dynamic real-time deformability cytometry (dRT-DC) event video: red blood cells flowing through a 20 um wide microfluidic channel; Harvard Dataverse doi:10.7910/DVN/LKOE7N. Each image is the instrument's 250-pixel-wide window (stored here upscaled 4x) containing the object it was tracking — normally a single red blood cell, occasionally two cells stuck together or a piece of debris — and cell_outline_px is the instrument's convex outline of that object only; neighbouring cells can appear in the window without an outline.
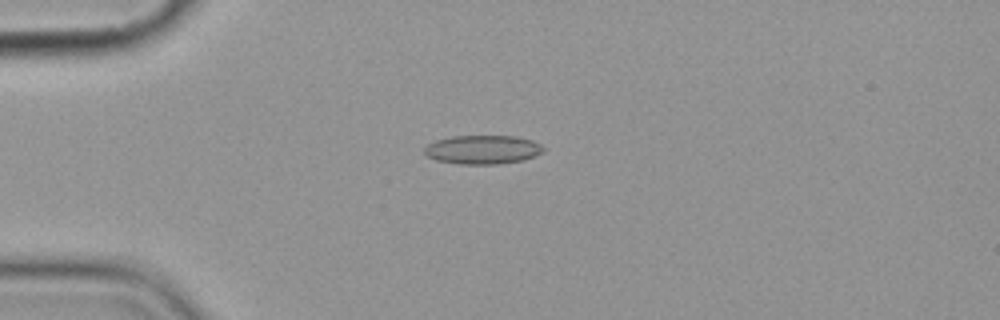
{"species": "common noctule bat (a hibernating species)", "species_latin": "Nyctalus noctula", "temperature_condition": "cold", "stored_images_in_passage": 1, "camera_frame_rate_fps": 3000, "um_per_image_px": 0.085, "animal": {"sex": "female", "body_mass_g": 19.9}, "frame": {"image": 1, "passage_image": 1, "time_ms": 0.0, "image_size_px": [1000, 320], "cell_outline_px": [[544, 152], [536, 156], [524, 160], [496, 164], [460, 164], [436, 160], [428, 156], [424, 152], [424, 148], [428, 144], [436, 140], [452, 136], [516, 136], [532, 140], [540, 144], [544, 148]], "centroid_in_image_um": [41.05, 12.72], "position_along_channel_um": 43.9, "area_um2": 20.06}}